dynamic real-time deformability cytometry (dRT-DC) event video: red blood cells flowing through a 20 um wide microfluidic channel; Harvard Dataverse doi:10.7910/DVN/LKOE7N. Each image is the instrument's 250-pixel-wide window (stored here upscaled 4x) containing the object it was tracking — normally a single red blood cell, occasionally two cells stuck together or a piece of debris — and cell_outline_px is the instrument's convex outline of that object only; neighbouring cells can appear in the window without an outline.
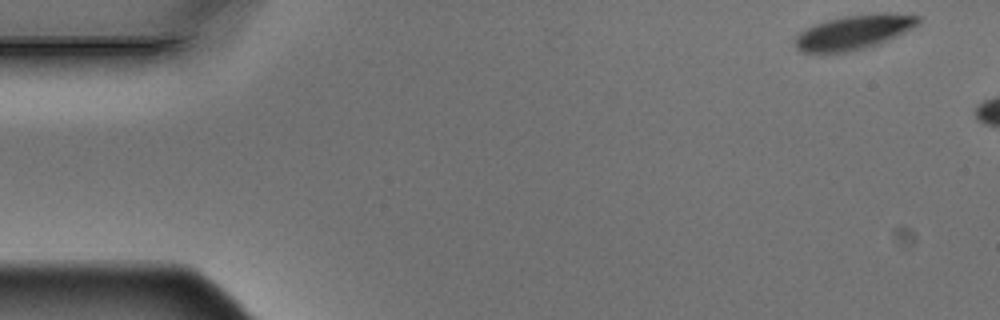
{"species": "Egyptian fruit bat (a non-hibernating species)", "species_latin": "Rousettus aegyptiacus", "temperature_condition": "warm", "stored_images_in_passage": 3, "camera_frame_rate_fps": 3000, "um_per_image_px": 0.085, "animal": {"sex": "male"}, "frame": {"image": 1, "passage_image": 1, "time_ms": 0.0, "image_size_px": [1000, 320], "cell_outline_px": [[920, 20], [916, 24], [876, 44], [864, 48], [848, 52], [800, 52], [796, 48], [796, 36], [804, 28], [828, 20], [844, 16], [876, 12], [888, 12], [920, 16]], "centroid_in_image_um": [72.5, 2.71], "position_along_channel_um": 12.5, "area_um2": 24.1}}